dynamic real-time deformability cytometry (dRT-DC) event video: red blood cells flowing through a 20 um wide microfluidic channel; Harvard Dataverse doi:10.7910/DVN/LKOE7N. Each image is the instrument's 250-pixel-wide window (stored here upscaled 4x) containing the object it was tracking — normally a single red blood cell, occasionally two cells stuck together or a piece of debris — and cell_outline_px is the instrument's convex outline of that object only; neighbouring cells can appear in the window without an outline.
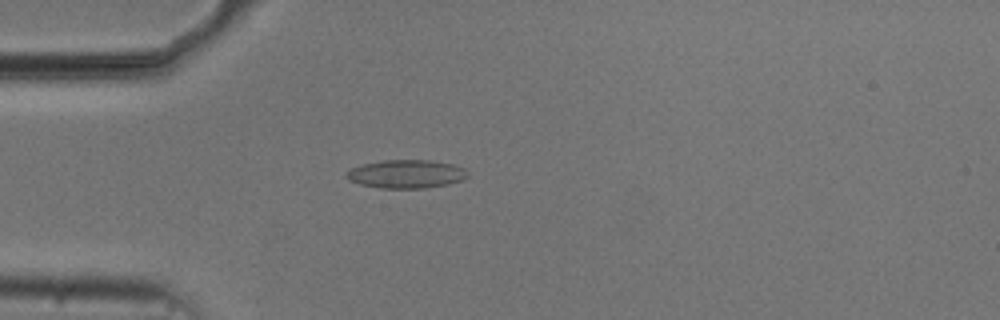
{"species": "common noctule bat (a hibernating species)", "species_latin": "Nyctalus noctula", "temperature_condition": "cold", "stored_images_in_passage": 39, "camera_frame_rate_fps": 3000, "um_per_image_px": 0.085, "animal": {"sex": "male", "body_mass_g": 20.5, "forearm_length_mm": 52.5}, "frame": {"image": 1, "passage_image": 5, "time_ms": 1.333, "image_size_px": [1000, 320], "cell_outline_px": [[468, 176], [460, 180], [448, 184], [424, 188], [380, 188], [360, 184], [348, 180], [344, 176], [352, 168], [364, 164], [384, 160], [432, 160], [452, 164], [464, 168], [468, 172]], "centroid_in_image_um": [34.53, 14.79], "position_along_channel_um": 50.5, "area_um2": 19.94}}
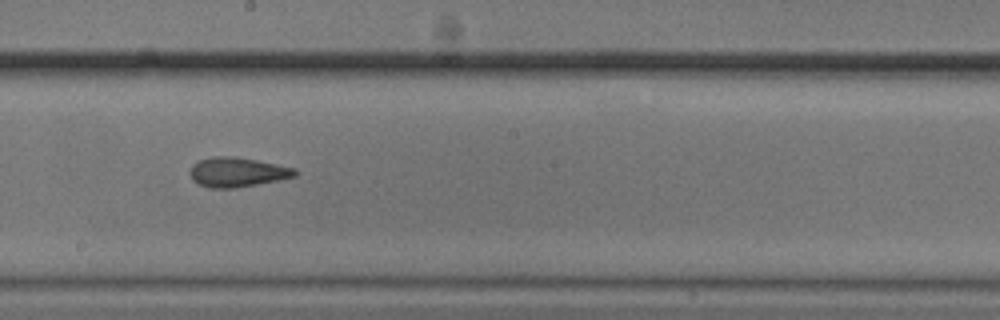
{"frame": {"image": 2, "passage_image": 20, "time_ms": 6.333, "image_size_px": [1000, 320], "cell_outline_px": [[300, 172], [296, 176], [236, 188], [208, 188], [192, 180], [188, 172], [192, 164], [196, 160], [212, 156], [232, 156], [256, 160], [296, 168]], "centroid_in_image_um": [20.12, 14.62], "position_along_channel_um": 228.1, "area_um2": 18.26}}
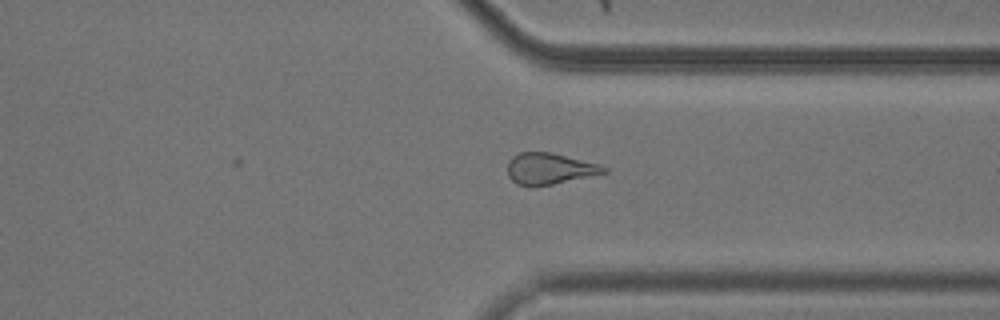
{"frame": {"image": 3, "passage_image": 31, "time_ms": 10.0, "image_size_px": [1000, 320], "cell_outline_px": [[608, 172], [552, 184], [532, 188], [528, 188], [516, 184], [508, 176], [508, 160], [512, 156], [520, 152], [552, 152], [600, 164], [608, 168]], "centroid_in_image_um": [46.68, 14.35], "position_along_channel_um": 364.7, "area_um2": 17.86}, "authors_computed_cell_mechanics": {"area_um2": 17.8024, "velocity_mm_per_s": 3.7402, "shape_relaxation_time_tau1_ms": 5.958, "shape_relaxation_time_tau2_ms": 2.5982, "deformation_change_tau1": 0.1373, "deformation_change_tau2": 0.1211}}